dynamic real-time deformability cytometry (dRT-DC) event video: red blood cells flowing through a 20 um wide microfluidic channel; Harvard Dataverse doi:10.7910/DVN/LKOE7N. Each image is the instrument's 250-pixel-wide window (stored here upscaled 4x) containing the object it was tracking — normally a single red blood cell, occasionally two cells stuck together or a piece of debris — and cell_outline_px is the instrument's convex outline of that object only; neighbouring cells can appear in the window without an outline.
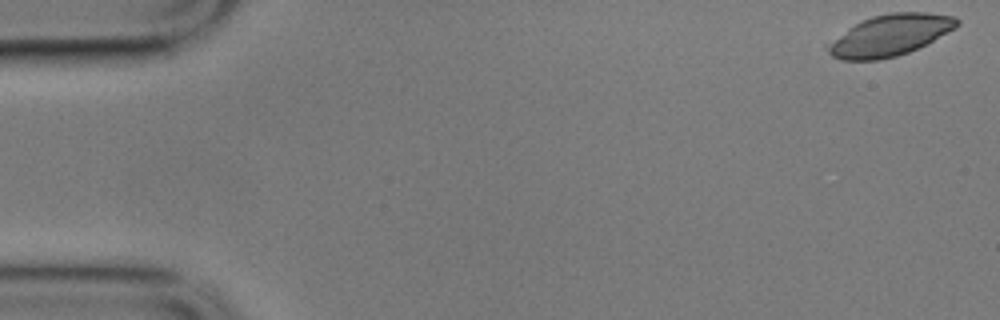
{"species": "common noctule bat (a hibernating species)", "species_latin": "Nyctalus noctula", "temperature_condition": "cold", "stored_images_in_passage": 5, "camera_frame_rate_fps": 3000, "um_per_image_px": 0.085, "animal": {"sex": "male", "body_mass_g": 17.9}, "frame": {"image": 1, "passage_image": 1, "time_ms": 0.0, "image_size_px": [1000, 320], "cell_outline_px": [[960, 24], [956, 28], [908, 52], [896, 56], [880, 60], [840, 60], [832, 56], [828, 52], [824, 44], [848, 28], [872, 16], [892, 12], [924, 12], [952, 16], [960, 20]], "centroid_in_image_um": [75.6, 3.0], "position_along_channel_um": 9.4, "area_um2": 30.92}}